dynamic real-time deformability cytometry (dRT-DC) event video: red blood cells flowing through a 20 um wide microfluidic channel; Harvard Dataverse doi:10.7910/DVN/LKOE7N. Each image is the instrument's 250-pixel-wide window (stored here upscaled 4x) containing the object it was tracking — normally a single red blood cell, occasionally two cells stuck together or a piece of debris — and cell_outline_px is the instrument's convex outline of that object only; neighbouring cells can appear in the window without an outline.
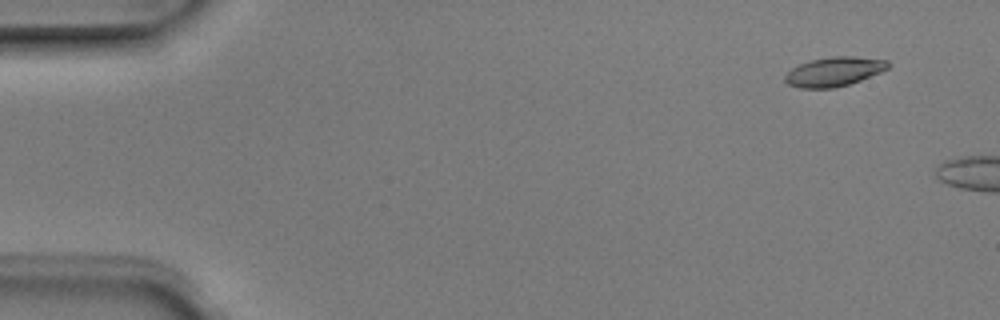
{"species": "Egyptian fruit bat (a non-hibernating species)", "species_latin": "Rousettus aegyptiacus", "temperature_condition": "room temperature", "stored_images_in_passage": 3, "camera_frame_rate_fps": 3000, "um_per_image_px": 0.085, "animal": {"sex": "male"}, "frame": {"image": 1, "passage_image": 1, "time_ms": 0.0, "image_size_px": [1000, 320], "cell_outline_px": [[892, 64], [888, 68], [880, 72], [860, 80], [848, 84], [832, 88], [800, 88], [788, 84], [784, 80], [784, 76], [792, 68], [800, 64], [812, 60], [832, 56], [852, 56], [888, 60]], "centroid_in_image_um": [70.91, 6.08], "position_along_channel_um": 14.1, "area_um2": 17.46}}